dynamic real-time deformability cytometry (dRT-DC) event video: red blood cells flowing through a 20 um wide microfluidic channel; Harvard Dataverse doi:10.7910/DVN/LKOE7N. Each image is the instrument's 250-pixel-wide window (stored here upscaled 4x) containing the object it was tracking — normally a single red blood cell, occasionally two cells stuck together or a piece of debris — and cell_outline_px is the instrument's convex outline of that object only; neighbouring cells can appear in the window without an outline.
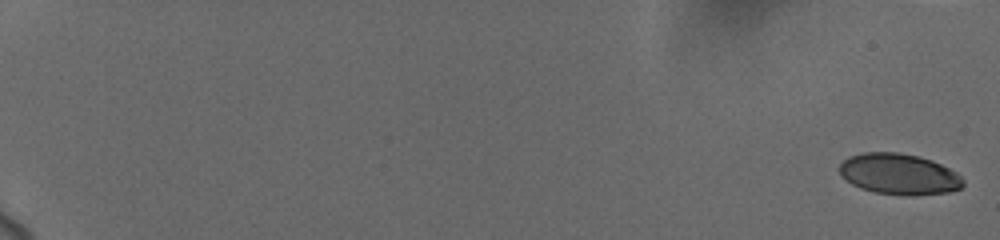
{"species": "human", "species_latin": "Homo sapiens", "temperature_condition": "cold", "stored_images_in_passage": 45, "camera_frame_rate_fps": 3000, "um_per_image_px": 0.085, "donor": {"sex": "female"}, "frame": {"image": 1, "passage_image": 1, "time_ms": 0.0, "image_size_px": [1000, 240], "cell_outline_px": [[964, 184], [960, 188], [948, 192], [876, 192], [860, 188], [852, 184], [840, 176], [840, 164], [848, 156], [864, 152], [900, 152], [920, 156], [932, 160], [956, 172], [964, 180]], "centroid_in_image_um": [76.37, 14.73], "position_along_channel_um": 8.6, "area_um2": 28.55}}
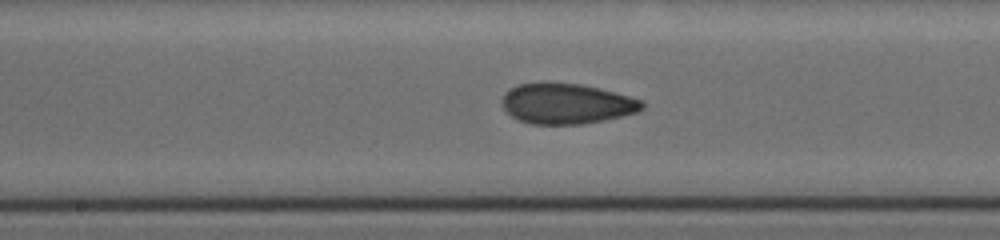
{"frame": {"image": 2, "passage_image": 26, "time_ms": 11.333, "image_size_px": [1000, 240], "cell_outline_px": [[644, 108], [636, 112], [604, 120], [584, 124], [528, 124], [512, 116], [500, 104], [500, 100], [504, 92], [520, 84], [544, 80], [580, 84], [600, 88], [628, 96], [640, 100], [644, 104]], "centroid_in_image_um": [48.09, 8.78], "position_along_channel_um": 200.1, "area_um2": 33.41}}
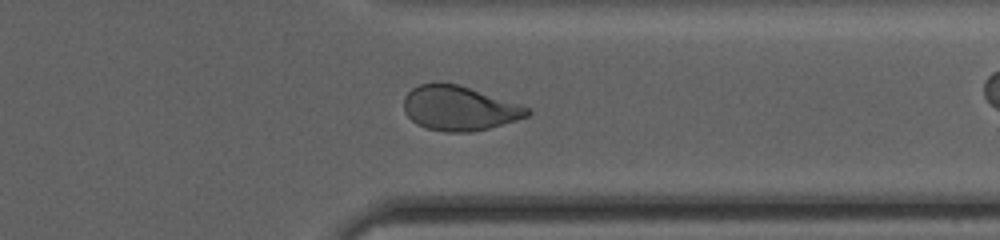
{"frame": {"image": 3, "passage_image": 37, "time_ms": 16.0, "image_size_px": [1000, 240], "cell_outline_px": [[532, 112], [528, 116], [488, 128], [472, 132], [444, 132], [428, 128], [416, 124], [404, 112], [404, 96], [412, 88], [420, 84], [456, 84], [520, 104], [528, 108]], "centroid_in_image_um": [39.01, 9.22], "position_along_channel_um": 372.4, "area_um2": 31.56}, "authors_computed_cell_mechanics": {"area_um2": 32.368, "velocity_mm_per_s": 3.7019, "shape_relaxation_time_tau1_ms": 6.1722, "shape_relaxation_time_tau2_ms": 2.0441, "deformation_change_tau1": 0.1572, "deformation_change_tau2": 0.0807}}